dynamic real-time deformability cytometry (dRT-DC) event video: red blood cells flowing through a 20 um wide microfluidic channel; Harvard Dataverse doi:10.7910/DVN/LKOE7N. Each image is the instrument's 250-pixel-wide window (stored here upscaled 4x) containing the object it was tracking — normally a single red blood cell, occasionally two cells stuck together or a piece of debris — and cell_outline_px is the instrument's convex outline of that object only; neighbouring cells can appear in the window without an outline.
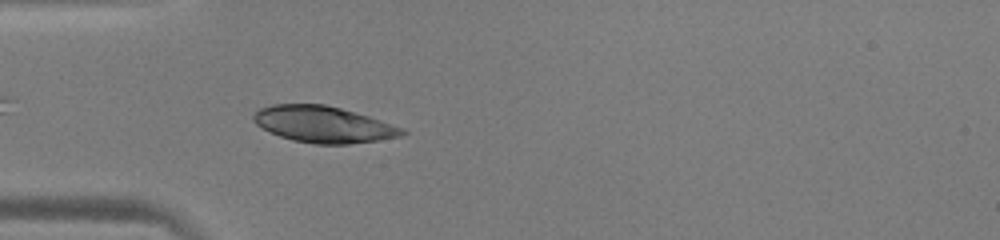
{"species": "human", "species_latin": "Homo sapiens", "temperature_condition": "warm", "stored_images_in_passage": 31, "camera_frame_rate_fps": 3000, "um_per_image_px": 0.085, "donor": {"sex": "male"}, "frame": {"image": 1, "passage_image": 4, "time_ms": 1.0, "image_size_px": [1000, 240], "cell_outline_px": [[408, 132], [404, 136], [380, 140], [348, 144], [312, 144], [292, 140], [280, 136], [256, 124], [252, 120], [252, 116], [260, 108], [272, 104], [324, 104], [340, 108], [368, 116], [404, 128]], "centroid_in_image_um": [27.52, 10.58], "position_along_channel_um": 57.5, "area_um2": 31.5}}
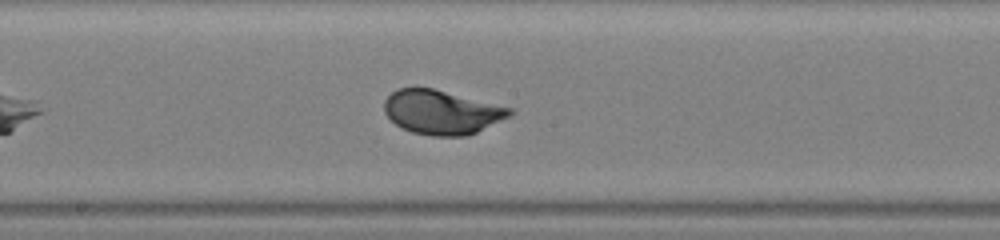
{"frame": {"image": 2, "passage_image": 16, "time_ms": 5.0, "image_size_px": [1000, 240], "cell_outline_px": [[512, 116], [468, 136], [432, 136], [412, 132], [396, 124], [384, 112], [384, 100], [396, 88], [432, 88], [512, 108]], "centroid_in_image_um": [37.55, 9.54], "position_along_channel_um": 210.6, "area_um2": 32.14}}
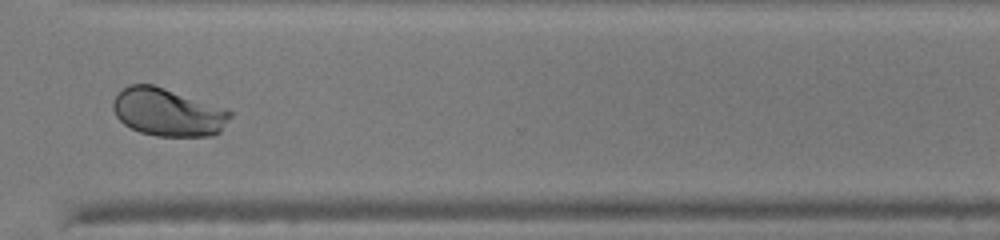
{"frame": {"image": 3, "passage_image": 27, "time_ms": 8.667, "image_size_px": [1000, 240], "cell_outline_px": [[232, 116], [220, 132], [212, 136], [156, 136], [140, 132], [124, 124], [116, 116], [112, 108], [112, 100], [128, 84], [152, 84], [224, 108], [232, 112]], "centroid_in_image_um": [14.26, 9.55], "position_along_channel_um": 356.3, "area_um2": 32.48}, "authors_computed_cell_mechanics": {"area_um2": 32.368, "velocity_mm_per_s": 3.9624, "shape_relaxation_time_tau1_ms": 2.4844, "shape_relaxation_time_tau2_ms": null, "deformation_change_tau1": 0.1544, "deformation_change_tau2": null}}